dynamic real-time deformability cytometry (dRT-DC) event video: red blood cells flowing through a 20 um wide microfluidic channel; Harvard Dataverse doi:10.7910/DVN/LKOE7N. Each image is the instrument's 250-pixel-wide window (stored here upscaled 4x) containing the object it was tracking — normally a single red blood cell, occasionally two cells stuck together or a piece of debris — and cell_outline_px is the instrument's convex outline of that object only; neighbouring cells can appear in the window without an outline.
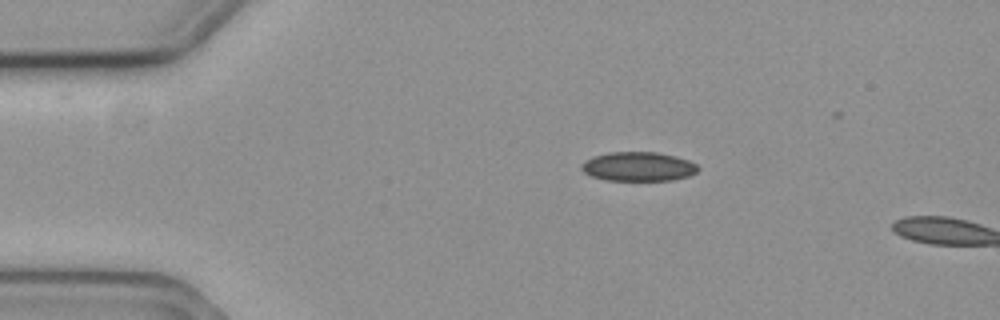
{"species": "common noctule bat (a hibernating species)", "species_latin": "Nyctalus noctula", "temperature_condition": "cold", "stored_images_in_passage": 3, "camera_frame_rate_fps": 3000, "um_per_image_px": 0.085, "animal": {"sex": "female", "body_mass_g": 19.3, "forearm_length_mm": 54.1}, "frame": {"image": 1, "passage_image": 2, "time_ms": 0.333, "image_size_px": [1000, 320], "cell_outline_px": [[700, 168], [696, 172], [688, 176], [672, 180], [604, 180], [592, 176], [584, 172], [580, 168], [580, 164], [584, 160], [592, 156], [608, 152], [656, 152], [676, 156], [688, 160], [696, 164]], "centroid_in_image_um": [54.22, 14.15], "position_along_channel_um": 30.8, "area_um2": 19.94}}